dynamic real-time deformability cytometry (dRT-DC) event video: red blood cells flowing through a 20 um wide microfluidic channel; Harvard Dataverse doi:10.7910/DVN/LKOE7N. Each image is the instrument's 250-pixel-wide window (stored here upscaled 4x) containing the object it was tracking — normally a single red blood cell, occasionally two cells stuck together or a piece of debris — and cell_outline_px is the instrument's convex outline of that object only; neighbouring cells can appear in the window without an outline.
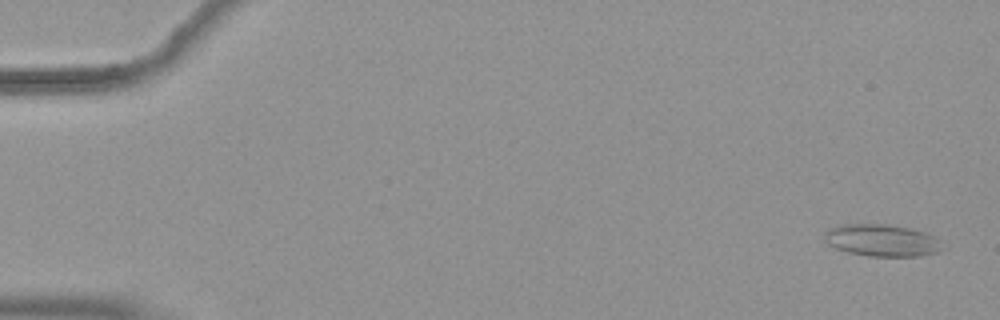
{"species": "common noctule bat (a hibernating species)", "species_latin": "Nyctalus noctula", "temperature_condition": "warm", "stored_images_in_passage": 56, "camera_frame_rate_fps": 3000, "um_per_image_px": 0.085, "animal": {"sex": "female", "body_mass_g": 19.9}, "frame": {"image": 1, "passage_image": 3, "time_ms": 0.667, "image_size_px": [1000, 320], "cell_outline_px": [[948, 248], [936, 252], [916, 256], [872, 256], [852, 252], [836, 248], [828, 244], [824, 236], [824, 232], [832, 228], [848, 224], [880, 224], [904, 228], [920, 232], [932, 236], [940, 240]], "centroid_in_image_um": [75.0, 20.45], "position_along_channel_um": 10.0, "area_um2": 21.39}}
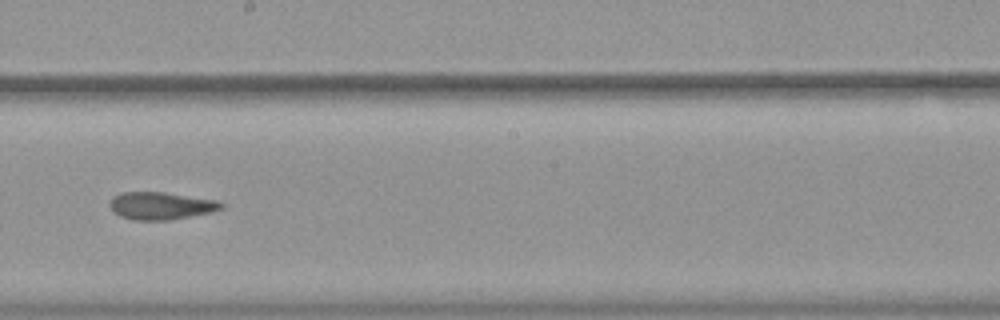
{"frame": {"image": 2, "passage_image": 33, "time_ms": 10.667, "image_size_px": [1000, 320], "cell_outline_px": [[224, 208], [212, 212], [172, 220], [136, 220], [120, 216], [108, 204], [112, 196], [120, 192], [164, 192], [216, 200], [224, 204]], "centroid_in_image_um": [13.69, 17.49], "position_along_channel_um": 234.5, "area_um2": 17.92}}
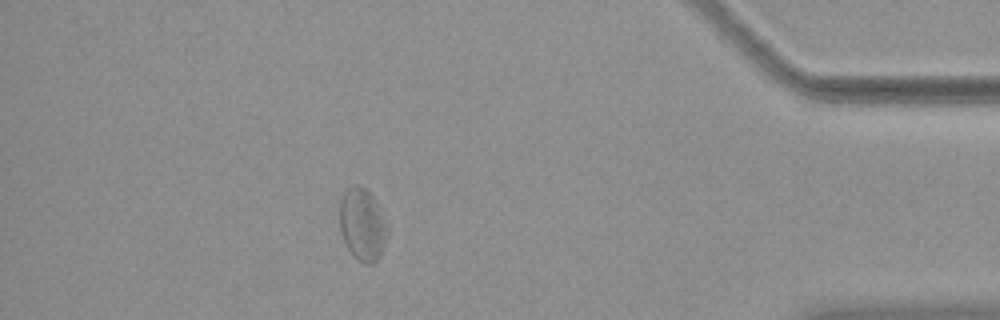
{"frame": {"image": 3, "passage_image": 50, "time_ms": 16.333, "image_size_px": [1000, 320], "cell_outline_px": [[384, 244], [380, 256], [372, 264], [364, 264], [348, 248], [340, 232], [340, 200], [344, 192], [348, 188], [356, 184], [364, 188], [376, 200], [384, 228]], "centroid_in_image_um": [30.74, 19.07], "position_along_channel_um": 404.5, "area_um2": 19.13}, "authors_computed_cell_mechanics": {"area_um2": 19.5075, "velocity_mm_per_s": 3.7068, "shape_relaxation_time_tau1_ms": null, "shape_relaxation_time_tau2_ms": 4.3774, "deformation_change_tau1": null, "deformation_change_tau2": 0.1337}}